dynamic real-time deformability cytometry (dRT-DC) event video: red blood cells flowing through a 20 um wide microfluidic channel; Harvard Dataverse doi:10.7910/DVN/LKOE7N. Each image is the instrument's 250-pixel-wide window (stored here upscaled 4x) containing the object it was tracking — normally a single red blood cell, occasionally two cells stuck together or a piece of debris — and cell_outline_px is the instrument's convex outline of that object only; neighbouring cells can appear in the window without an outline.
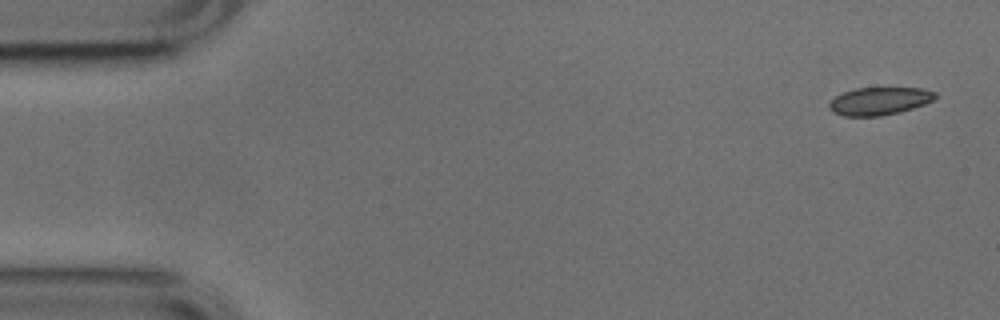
{"species": "common noctule bat (a hibernating species)", "species_latin": "Nyctalus noctula", "temperature_condition": "cold", "stored_images_in_passage": 5, "camera_frame_rate_fps": 3000, "um_per_image_px": 0.085, "animal": {"sex": "male", "body_mass_g": 17.9, "forearm_length_mm": 54.2}, "frame": {"image": 1, "passage_image": 1, "time_ms": 0.0, "image_size_px": [1000, 320], "cell_outline_px": [[936, 96], [932, 100], [924, 104], [900, 112], [880, 116], [844, 116], [828, 108], [828, 104], [836, 96], [844, 92], [856, 88], [920, 88], [936, 92]], "centroid_in_image_um": [74.74, 8.59], "position_along_channel_um": 10.3, "area_um2": 16.94}}